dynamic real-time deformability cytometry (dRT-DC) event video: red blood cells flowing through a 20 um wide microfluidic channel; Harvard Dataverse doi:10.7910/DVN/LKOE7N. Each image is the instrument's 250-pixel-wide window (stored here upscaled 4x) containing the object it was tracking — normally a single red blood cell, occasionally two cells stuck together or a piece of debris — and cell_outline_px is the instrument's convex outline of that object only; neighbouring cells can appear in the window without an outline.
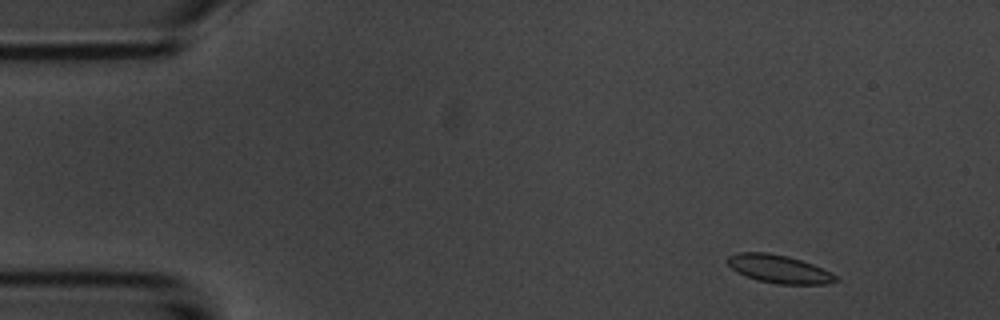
{"species": "common noctule bat (a hibernating species)", "species_latin": "Nyctalus noctula", "temperature_condition": "room temperature", "stored_images_in_passage": 51, "camera_frame_rate_fps": 3000, "um_per_image_px": 0.085, "animal": {"sex": "male", "body_mass_g": 20.1, "forearm_length_mm": 53.5}, "frame": {"image": 1, "passage_image": 3, "time_ms": 0.667, "image_size_px": [1000, 320], "cell_outline_px": [[840, 280], [828, 284], [776, 284], [756, 280], [744, 276], [736, 272], [724, 260], [728, 256], [740, 252], [768, 252], [788, 256], [812, 264], [840, 276]], "centroid_in_image_um": [66.21, 22.87], "position_along_channel_um": 18.8, "area_um2": 18.03}}
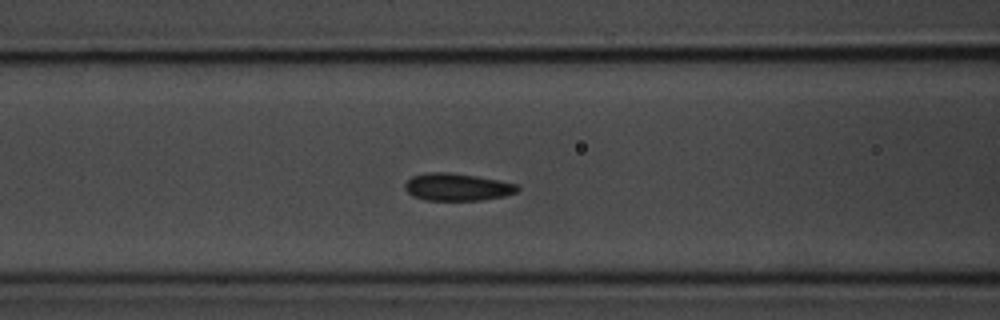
{"frame": {"image": 2, "passage_image": 19, "time_ms": 6.0, "image_size_px": [1000, 320], "cell_outline_px": [[520, 188], [516, 192], [504, 196], [480, 200], [424, 200], [412, 196], [404, 188], [404, 184], [412, 176], [428, 172], [452, 172], [500, 180], [516, 184]], "centroid_in_image_um": [38.84, 15.89], "position_along_channel_um": 127.8, "area_um2": 18.03}}
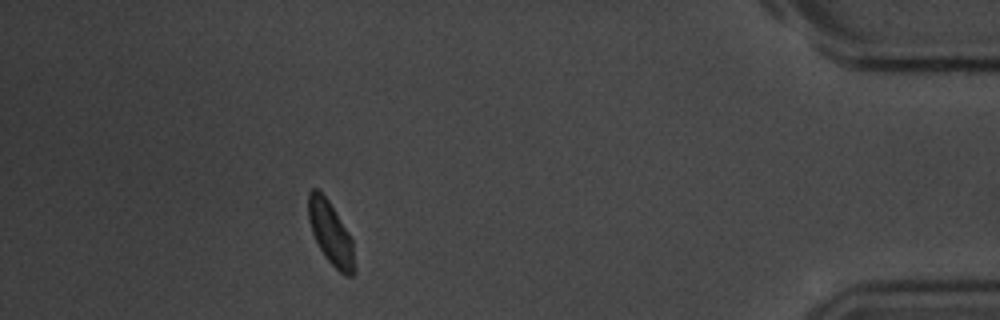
{"frame": {"image": 3, "passage_image": 46, "time_ms": 15.0, "image_size_px": [1000, 320], "cell_outline_px": [[356, 272], [352, 276], [344, 276], [324, 256], [312, 232], [308, 220], [308, 192], [312, 188], [316, 188], [328, 200], [348, 232], [352, 240], [356, 268]], "centroid_in_image_um": [28.12, 19.86], "position_along_channel_um": 407.1, "area_um2": 16.88}, "authors_computed_cell_mechanics": {"area_um2": 17.918, "velocity_mm_per_s": 3.6884, "shape_relaxation_time_tau1_ms": 2.612, "shape_relaxation_time_tau2_ms": 2.0975, "deformation_change_tau1": 0.0558, "deformation_change_tau2": 0.0614}}